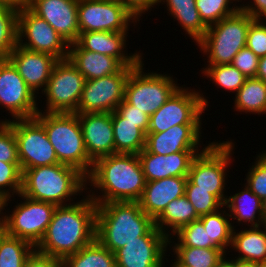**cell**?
Returning <instances> with one entry per match:
<instances>
[{"instance_id":"obj_1","label":"cell","mask_w":266,"mask_h":267,"mask_svg":"<svg viewBox=\"0 0 266 267\" xmlns=\"http://www.w3.org/2000/svg\"><path fill=\"white\" fill-rule=\"evenodd\" d=\"M96 210L97 204L87 194L75 203L57 206L35 250L61 261L77 253L95 239Z\"/></svg>"},{"instance_id":"obj_2","label":"cell","mask_w":266,"mask_h":267,"mask_svg":"<svg viewBox=\"0 0 266 267\" xmlns=\"http://www.w3.org/2000/svg\"><path fill=\"white\" fill-rule=\"evenodd\" d=\"M88 185L93 188L88 190L90 188L86 187L88 196L97 205L107 202H138L146 185L138 154L114 153L96 159L86 177V186Z\"/></svg>"},{"instance_id":"obj_3","label":"cell","mask_w":266,"mask_h":267,"mask_svg":"<svg viewBox=\"0 0 266 267\" xmlns=\"http://www.w3.org/2000/svg\"><path fill=\"white\" fill-rule=\"evenodd\" d=\"M155 221L139 202H107L97 205L95 238L112 253L125 244L145 236Z\"/></svg>"},{"instance_id":"obj_4","label":"cell","mask_w":266,"mask_h":267,"mask_svg":"<svg viewBox=\"0 0 266 267\" xmlns=\"http://www.w3.org/2000/svg\"><path fill=\"white\" fill-rule=\"evenodd\" d=\"M86 187V177L81 172L57 163L23 170L20 193L34 200L63 206L75 203L73 199L77 195L83 196Z\"/></svg>"},{"instance_id":"obj_5","label":"cell","mask_w":266,"mask_h":267,"mask_svg":"<svg viewBox=\"0 0 266 267\" xmlns=\"http://www.w3.org/2000/svg\"><path fill=\"white\" fill-rule=\"evenodd\" d=\"M34 118L44 127L59 163L74 167L87 177L93 161L86 151L78 115L38 112Z\"/></svg>"},{"instance_id":"obj_6","label":"cell","mask_w":266,"mask_h":267,"mask_svg":"<svg viewBox=\"0 0 266 267\" xmlns=\"http://www.w3.org/2000/svg\"><path fill=\"white\" fill-rule=\"evenodd\" d=\"M254 19L238 10L208 27L196 43L200 53L207 56L206 66L231 64L234 56L244 47L250 24Z\"/></svg>"},{"instance_id":"obj_7","label":"cell","mask_w":266,"mask_h":267,"mask_svg":"<svg viewBox=\"0 0 266 267\" xmlns=\"http://www.w3.org/2000/svg\"><path fill=\"white\" fill-rule=\"evenodd\" d=\"M234 140L212 141L192 161L188 173V179L195 185V189L208 190L223 205L227 195V168L234 161L232 154L235 152ZM233 159V161H232Z\"/></svg>"},{"instance_id":"obj_8","label":"cell","mask_w":266,"mask_h":267,"mask_svg":"<svg viewBox=\"0 0 266 267\" xmlns=\"http://www.w3.org/2000/svg\"><path fill=\"white\" fill-rule=\"evenodd\" d=\"M143 60L130 71L124 100L150 117L180 86L170 74L143 71Z\"/></svg>"},{"instance_id":"obj_9","label":"cell","mask_w":266,"mask_h":267,"mask_svg":"<svg viewBox=\"0 0 266 267\" xmlns=\"http://www.w3.org/2000/svg\"><path fill=\"white\" fill-rule=\"evenodd\" d=\"M180 86L174 94L150 116L147 133L164 132L175 125H202L203 113L209 107L202 91ZM202 117V118H201Z\"/></svg>"},{"instance_id":"obj_10","label":"cell","mask_w":266,"mask_h":267,"mask_svg":"<svg viewBox=\"0 0 266 267\" xmlns=\"http://www.w3.org/2000/svg\"><path fill=\"white\" fill-rule=\"evenodd\" d=\"M85 83L84 76L69 61L59 60L53 67L45 90L46 107L38 112L76 113Z\"/></svg>"},{"instance_id":"obj_11","label":"cell","mask_w":266,"mask_h":267,"mask_svg":"<svg viewBox=\"0 0 266 267\" xmlns=\"http://www.w3.org/2000/svg\"><path fill=\"white\" fill-rule=\"evenodd\" d=\"M22 200L15 208L6 214V233L23 239L36 247L43 238L51 222L56 205L28 198L21 193L17 195Z\"/></svg>"},{"instance_id":"obj_12","label":"cell","mask_w":266,"mask_h":267,"mask_svg":"<svg viewBox=\"0 0 266 267\" xmlns=\"http://www.w3.org/2000/svg\"><path fill=\"white\" fill-rule=\"evenodd\" d=\"M0 122H8L12 126L21 171L59 163L44 127L35 118L15 120L5 118Z\"/></svg>"},{"instance_id":"obj_13","label":"cell","mask_w":266,"mask_h":267,"mask_svg":"<svg viewBox=\"0 0 266 267\" xmlns=\"http://www.w3.org/2000/svg\"><path fill=\"white\" fill-rule=\"evenodd\" d=\"M18 45L31 51L50 54L58 60L68 59L69 44L27 5L18 11Z\"/></svg>"},{"instance_id":"obj_14","label":"cell","mask_w":266,"mask_h":267,"mask_svg":"<svg viewBox=\"0 0 266 267\" xmlns=\"http://www.w3.org/2000/svg\"><path fill=\"white\" fill-rule=\"evenodd\" d=\"M140 24L118 0H79L80 33L92 31L128 32L130 25Z\"/></svg>"},{"instance_id":"obj_15","label":"cell","mask_w":266,"mask_h":267,"mask_svg":"<svg viewBox=\"0 0 266 267\" xmlns=\"http://www.w3.org/2000/svg\"><path fill=\"white\" fill-rule=\"evenodd\" d=\"M135 66H124L118 73L85 80L77 114L112 113L123 102L125 85Z\"/></svg>"},{"instance_id":"obj_16","label":"cell","mask_w":266,"mask_h":267,"mask_svg":"<svg viewBox=\"0 0 266 267\" xmlns=\"http://www.w3.org/2000/svg\"><path fill=\"white\" fill-rule=\"evenodd\" d=\"M37 99L39 100L6 58L0 65V107L9 111L12 120L34 118L39 110Z\"/></svg>"},{"instance_id":"obj_17","label":"cell","mask_w":266,"mask_h":267,"mask_svg":"<svg viewBox=\"0 0 266 267\" xmlns=\"http://www.w3.org/2000/svg\"><path fill=\"white\" fill-rule=\"evenodd\" d=\"M168 247L169 238L154 226L145 236H139L114 253L117 267H164L169 259Z\"/></svg>"},{"instance_id":"obj_18","label":"cell","mask_w":266,"mask_h":267,"mask_svg":"<svg viewBox=\"0 0 266 267\" xmlns=\"http://www.w3.org/2000/svg\"><path fill=\"white\" fill-rule=\"evenodd\" d=\"M79 0H28L27 6L46 20L70 45L79 36Z\"/></svg>"},{"instance_id":"obj_19","label":"cell","mask_w":266,"mask_h":267,"mask_svg":"<svg viewBox=\"0 0 266 267\" xmlns=\"http://www.w3.org/2000/svg\"><path fill=\"white\" fill-rule=\"evenodd\" d=\"M202 125H175L160 133H147L145 150L158 155H169L182 151L202 152ZM202 149V150H200Z\"/></svg>"},{"instance_id":"obj_20","label":"cell","mask_w":266,"mask_h":267,"mask_svg":"<svg viewBox=\"0 0 266 267\" xmlns=\"http://www.w3.org/2000/svg\"><path fill=\"white\" fill-rule=\"evenodd\" d=\"M7 59L36 96L40 94V90L41 92L45 90L52 69L59 61L50 54L31 51L18 44Z\"/></svg>"},{"instance_id":"obj_21","label":"cell","mask_w":266,"mask_h":267,"mask_svg":"<svg viewBox=\"0 0 266 267\" xmlns=\"http://www.w3.org/2000/svg\"><path fill=\"white\" fill-rule=\"evenodd\" d=\"M88 157L96 159L114 154L112 113L77 114Z\"/></svg>"},{"instance_id":"obj_22","label":"cell","mask_w":266,"mask_h":267,"mask_svg":"<svg viewBox=\"0 0 266 267\" xmlns=\"http://www.w3.org/2000/svg\"><path fill=\"white\" fill-rule=\"evenodd\" d=\"M129 32L92 31L79 33L75 42L81 49L116 58L123 66H136L144 57L141 51L127 53Z\"/></svg>"},{"instance_id":"obj_23","label":"cell","mask_w":266,"mask_h":267,"mask_svg":"<svg viewBox=\"0 0 266 267\" xmlns=\"http://www.w3.org/2000/svg\"><path fill=\"white\" fill-rule=\"evenodd\" d=\"M199 153L201 152L182 151L164 156L143 149L138 157L146 181H154L167 177L188 176L191 163Z\"/></svg>"},{"instance_id":"obj_24","label":"cell","mask_w":266,"mask_h":267,"mask_svg":"<svg viewBox=\"0 0 266 267\" xmlns=\"http://www.w3.org/2000/svg\"><path fill=\"white\" fill-rule=\"evenodd\" d=\"M187 179L188 176H177L146 181L138 201L141 209L155 221L171 201L185 195Z\"/></svg>"},{"instance_id":"obj_25","label":"cell","mask_w":266,"mask_h":267,"mask_svg":"<svg viewBox=\"0 0 266 267\" xmlns=\"http://www.w3.org/2000/svg\"><path fill=\"white\" fill-rule=\"evenodd\" d=\"M68 59L84 76L85 80L112 75L124 67L116 58L81 49L76 43L69 45Z\"/></svg>"},{"instance_id":"obj_26","label":"cell","mask_w":266,"mask_h":267,"mask_svg":"<svg viewBox=\"0 0 266 267\" xmlns=\"http://www.w3.org/2000/svg\"><path fill=\"white\" fill-rule=\"evenodd\" d=\"M242 188H244L242 191L227 196L224 204L229 212L231 221L237 220L235 223L238 222V225L241 223V225L248 224L247 227L264 225L262 200L251 191L246 183Z\"/></svg>"},{"instance_id":"obj_27","label":"cell","mask_w":266,"mask_h":267,"mask_svg":"<svg viewBox=\"0 0 266 267\" xmlns=\"http://www.w3.org/2000/svg\"><path fill=\"white\" fill-rule=\"evenodd\" d=\"M233 229L230 246L238 252L236 259L264 264L266 262V227H247L240 231Z\"/></svg>"},{"instance_id":"obj_28","label":"cell","mask_w":266,"mask_h":267,"mask_svg":"<svg viewBox=\"0 0 266 267\" xmlns=\"http://www.w3.org/2000/svg\"><path fill=\"white\" fill-rule=\"evenodd\" d=\"M160 3L166 4L167 13L178 21L192 42L197 43L205 35L208 27L200 18L195 0H159Z\"/></svg>"},{"instance_id":"obj_29","label":"cell","mask_w":266,"mask_h":267,"mask_svg":"<svg viewBox=\"0 0 266 267\" xmlns=\"http://www.w3.org/2000/svg\"><path fill=\"white\" fill-rule=\"evenodd\" d=\"M199 218L194 206L184 195L167 205L162 214L155 220V226L169 238L182 226L199 220Z\"/></svg>"},{"instance_id":"obj_30","label":"cell","mask_w":266,"mask_h":267,"mask_svg":"<svg viewBox=\"0 0 266 267\" xmlns=\"http://www.w3.org/2000/svg\"><path fill=\"white\" fill-rule=\"evenodd\" d=\"M114 153L139 154L145 149L146 133L139 123L125 121L116 111L112 112Z\"/></svg>"},{"instance_id":"obj_31","label":"cell","mask_w":266,"mask_h":267,"mask_svg":"<svg viewBox=\"0 0 266 267\" xmlns=\"http://www.w3.org/2000/svg\"><path fill=\"white\" fill-rule=\"evenodd\" d=\"M233 108L245 114H266V83L258 78H247L235 93Z\"/></svg>"},{"instance_id":"obj_32","label":"cell","mask_w":266,"mask_h":267,"mask_svg":"<svg viewBox=\"0 0 266 267\" xmlns=\"http://www.w3.org/2000/svg\"><path fill=\"white\" fill-rule=\"evenodd\" d=\"M62 267H117L115 254L96 238L77 253L62 260Z\"/></svg>"},{"instance_id":"obj_33","label":"cell","mask_w":266,"mask_h":267,"mask_svg":"<svg viewBox=\"0 0 266 267\" xmlns=\"http://www.w3.org/2000/svg\"><path fill=\"white\" fill-rule=\"evenodd\" d=\"M222 210V211H221ZM226 207L223 206L218 211L202 215L199 220L207 230L209 238L213 243L225 253L230 250L234 222L231 221ZM232 222V223H231Z\"/></svg>"},{"instance_id":"obj_34","label":"cell","mask_w":266,"mask_h":267,"mask_svg":"<svg viewBox=\"0 0 266 267\" xmlns=\"http://www.w3.org/2000/svg\"><path fill=\"white\" fill-rule=\"evenodd\" d=\"M176 260L187 267H216L228 255L220 248L172 247Z\"/></svg>"},{"instance_id":"obj_35","label":"cell","mask_w":266,"mask_h":267,"mask_svg":"<svg viewBox=\"0 0 266 267\" xmlns=\"http://www.w3.org/2000/svg\"><path fill=\"white\" fill-rule=\"evenodd\" d=\"M34 250L29 242L6 233L0 240V267H24Z\"/></svg>"},{"instance_id":"obj_36","label":"cell","mask_w":266,"mask_h":267,"mask_svg":"<svg viewBox=\"0 0 266 267\" xmlns=\"http://www.w3.org/2000/svg\"><path fill=\"white\" fill-rule=\"evenodd\" d=\"M174 240H177V242ZM171 243L174 244L172 245ZM171 247L218 248L209 238L207 230L204 229V225L200 220L192 221L190 224L182 226L169 237V249Z\"/></svg>"},{"instance_id":"obj_37","label":"cell","mask_w":266,"mask_h":267,"mask_svg":"<svg viewBox=\"0 0 266 267\" xmlns=\"http://www.w3.org/2000/svg\"><path fill=\"white\" fill-rule=\"evenodd\" d=\"M19 9L0 4V53L6 58L18 44Z\"/></svg>"},{"instance_id":"obj_38","label":"cell","mask_w":266,"mask_h":267,"mask_svg":"<svg viewBox=\"0 0 266 267\" xmlns=\"http://www.w3.org/2000/svg\"><path fill=\"white\" fill-rule=\"evenodd\" d=\"M202 69L200 70L201 74L203 73L204 77L210 78L212 84L232 93H236L247 79L231 64L205 66Z\"/></svg>"},{"instance_id":"obj_39","label":"cell","mask_w":266,"mask_h":267,"mask_svg":"<svg viewBox=\"0 0 266 267\" xmlns=\"http://www.w3.org/2000/svg\"><path fill=\"white\" fill-rule=\"evenodd\" d=\"M22 171L20 163H6L0 161V205L6 211L11 197L21 192ZM15 195V196H14Z\"/></svg>"},{"instance_id":"obj_40","label":"cell","mask_w":266,"mask_h":267,"mask_svg":"<svg viewBox=\"0 0 266 267\" xmlns=\"http://www.w3.org/2000/svg\"><path fill=\"white\" fill-rule=\"evenodd\" d=\"M236 1L239 0H195V5L201 20L209 27L236 13L239 10V6L234 3ZM231 4H233L232 7Z\"/></svg>"},{"instance_id":"obj_41","label":"cell","mask_w":266,"mask_h":267,"mask_svg":"<svg viewBox=\"0 0 266 267\" xmlns=\"http://www.w3.org/2000/svg\"><path fill=\"white\" fill-rule=\"evenodd\" d=\"M185 196L194 206L199 216L218 211L224 205L208 190L195 189V185L187 179L185 186Z\"/></svg>"},{"instance_id":"obj_42","label":"cell","mask_w":266,"mask_h":267,"mask_svg":"<svg viewBox=\"0 0 266 267\" xmlns=\"http://www.w3.org/2000/svg\"><path fill=\"white\" fill-rule=\"evenodd\" d=\"M248 169L246 184L262 201L266 198V150L260 152Z\"/></svg>"},{"instance_id":"obj_43","label":"cell","mask_w":266,"mask_h":267,"mask_svg":"<svg viewBox=\"0 0 266 267\" xmlns=\"http://www.w3.org/2000/svg\"><path fill=\"white\" fill-rule=\"evenodd\" d=\"M0 161L20 163L17 142L12 126L8 122H0Z\"/></svg>"},{"instance_id":"obj_44","label":"cell","mask_w":266,"mask_h":267,"mask_svg":"<svg viewBox=\"0 0 266 267\" xmlns=\"http://www.w3.org/2000/svg\"><path fill=\"white\" fill-rule=\"evenodd\" d=\"M266 20H254L248 29L246 47L257 57L266 56Z\"/></svg>"},{"instance_id":"obj_45","label":"cell","mask_w":266,"mask_h":267,"mask_svg":"<svg viewBox=\"0 0 266 267\" xmlns=\"http://www.w3.org/2000/svg\"><path fill=\"white\" fill-rule=\"evenodd\" d=\"M259 59L249 48L244 47L234 56L231 65L236 67L246 78H255Z\"/></svg>"},{"instance_id":"obj_46","label":"cell","mask_w":266,"mask_h":267,"mask_svg":"<svg viewBox=\"0 0 266 267\" xmlns=\"http://www.w3.org/2000/svg\"><path fill=\"white\" fill-rule=\"evenodd\" d=\"M115 111L124 118L125 121L139 123V128L147 134L150 117L146 113L136 109L135 106L128 104L125 100H123Z\"/></svg>"},{"instance_id":"obj_47","label":"cell","mask_w":266,"mask_h":267,"mask_svg":"<svg viewBox=\"0 0 266 267\" xmlns=\"http://www.w3.org/2000/svg\"><path fill=\"white\" fill-rule=\"evenodd\" d=\"M138 21L142 14L159 5V0H118Z\"/></svg>"},{"instance_id":"obj_48","label":"cell","mask_w":266,"mask_h":267,"mask_svg":"<svg viewBox=\"0 0 266 267\" xmlns=\"http://www.w3.org/2000/svg\"><path fill=\"white\" fill-rule=\"evenodd\" d=\"M24 267H62V261L34 250L26 259Z\"/></svg>"},{"instance_id":"obj_49","label":"cell","mask_w":266,"mask_h":267,"mask_svg":"<svg viewBox=\"0 0 266 267\" xmlns=\"http://www.w3.org/2000/svg\"><path fill=\"white\" fill-rule=\"evenodd\" d=\"M243 0H239L242 2ZM250 1V2H249ZM246 4H239V10L250 15L254 20H266V0H249ZM253 1V2H252Z\"/></svg>"},{"instance_id":"obj_50","label":"cell","mask_w":266,"mask_h":267,"mask_svg":"<svg viewBox=\"0 0 266 267\" xmlns=\"http://www.w3.org/2000/svg\"><path fill=\"white\" fill-rule=\"evenodd\" d=\"M255 78L263 80L266 83V56L259 59L258 70Z\"/></svg>"},{"instance_id":"obj_51","label":"cell","mask_w":266,"mask_h":267,"mask_svg":"<svg viewBox=\"0 0 266 267\" xmlns=\"http://www.w3.org/2000/svg\"><path fill=\"white\" fill-rule=\"evenodd\" d=\"M234 267H264L263 264L234 258Z\"/></svg>"},{"instance_id":"obj_52","label":"cell","mask_w":266,"mask_h":267,"mask_svg":"<svg viewBox=\"0 0 266 267\" xmlns=\"http://www.w3.org/2000/svg\"><path fill=\"white\" fill-rule=\"evenodd\" d=\"M27 3L28 0H0V4L9 5L17 9L22 8L23 6L27 5Z\"/></svg>"},{"instance_id":"obj_53","label":"cell","mask_w":266,"mask_h":267,"mask_svg":"<svg viewBox=\"0 0 266 267\" xmlns=\"http://www.w3.org/2000/svg\"><path fill=\"white\" fill-rule=\"evenodd\" d=\"M3 211L0 205V240L6 234V220Z\"/></svg>"},{"instance_id":"obj_54","label":"cell","mask_w":266,"mask_h":267,"mask_svg":"<svg viewBox=\"0 0 266 267\" xmlns=\"http://www.w3.org/2000/svg\"><path fill=\"white\" fill-rule=\"evenodd\" d=\"M228 256H225L221 262L216 267H234V257H231L233 259L230 260V258H226Z\"/></svg>"},{"instance_id":"obj_55","label":"cell","mask_w":266,"mask_h":267,"mask_svg":"<svg viewBox=\"0 0 266 267\" xmlns=\"http://www.w3.org/2000/svg\"><path fill=\"white\" fill-rule=\"evenodd\" d=\"M262 211L264 215V221L266 220V198L262 201Z\"/></svg>"},{"instance_id":"obj_56","label":"cell","mask_w":266,"mask_h":267,"mask_svg":"<svg viewBox=\"0 0 266 267\" xmlns=\"http://www.w3.org/2000/svg\"><path fill=\"white\" fill-rule=\"evenodd\" d=\"M171 261H172V264L170 265L171 267H187V266L181 265L176 259H174V262H173V259Z\"/></svg>"},{"instance_id":"obj_57","label":"cell","mask_w":266,"mask_h":267,"mask_svg":"<svg viewBox=\"0 0 266 267\" xmlns=\"http://www.w3.org/2000/svg\"><path fill=\"white\" fill-rule=\"evenodd\" d=\"M6 60V57L0 53V65Z\"/></svg>"}]
</instances>
